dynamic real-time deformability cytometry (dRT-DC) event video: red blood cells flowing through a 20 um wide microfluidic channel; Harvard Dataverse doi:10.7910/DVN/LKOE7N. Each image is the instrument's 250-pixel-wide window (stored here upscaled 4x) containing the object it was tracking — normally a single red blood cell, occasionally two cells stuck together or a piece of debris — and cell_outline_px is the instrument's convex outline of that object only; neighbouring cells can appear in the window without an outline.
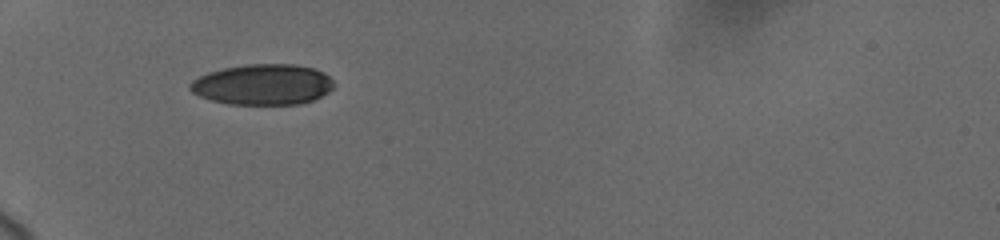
{"species": "human", "species_latin": "Homo sapiens", "temperature_condition": "cold", "stored_images_in_passage": 2, "camera_frame_rate_fps": 3000, "um_per_image_px": 0.085, "donor": {"sex": "female"}, "frame": {"image": 1, "passage_image": 1, "time_ms": 0.0, "image_size_px": [1000, 240], "cell_outline_px": [[336, 84], [328, 92], [312, 100], [300, 104], [228, 104], [212, 100], [200, 96], [192, 92], [188, 88], [188, 84], [192, 80], [208, 72], [224, 68], [248, 64], [292, 64], [312, 68], [324, 72]], "centroid_in_image_um": [22.32, 7.18], "position_along_channel_um": 62.7, "area_um2": 34.04}}